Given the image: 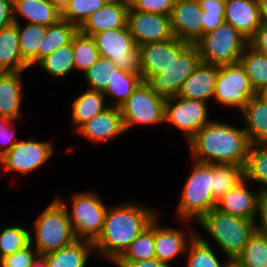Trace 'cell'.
<instances>
[{"label":"cell","mask_w":267,"mask_h":267,"mask_svg":"<svg viewBox=\"0 0 267 267\" xmlns=\"http://www.w3.org/2000/svg\"><path fill=\"white\" fill-rule=\"evenodd\" d=\"M154 211L134 202L108 207L102 233L93 243L97 254L114 263L158 217Z\"/></svg>","instance_id":"6da1fadb"},{"label":"cell","mask_w":267,"mask_h":267,"mask_svg":"<svg viewBox=\"0 0 267 267\" xmlns=\"http://www.w3.org/2000/svg\"><path fill=\"white\" fill-rule=\"evenodd\" d=\"M195 161L209 164H245L251 143L242 128L211 120L189 141Z\"/></svg>","instance_id":"7a4b0ae2"},{"label":"cell","mask_w":267,"mask_h":267,"mask_svg":"<svg viewBox=\"0 0 267 267\" xmlns=\"http://www.w3.org/2000/svg\"><path fill=\"white\" fill-rule=\"evenodd\" d=\"M255 222L221 212L216 208L211 209L198 221L231 261L243 251L257 230Z\"/></svg>","instance_id":"3957f363"},{"label":"cell","mask_w":267,"mask_h":267,"mask_svg":"<svg viewBox=\"0 0 267 267\" xmlns=\"http://www.w3.org/2000/svg\"><path fill=\"white\" fill-rule=\"evenodd\" d=\"M33 223L35 237L32 238L34 235L30 231V243L38 255L58 251L77 240L66 207L58 197L47 206Z\"/></svg>","instance_id":"277c9868"},{"label":"cell","mask_w":267,"mask_h":267,"mask_svg":"<svg viewBox=\"0 0 267 267\" xmlns=\"http://www.w3.org/2000/svg\"><path fill=\"white\" fill-rule=\"evenodd\" d=\"M182 191L177 215L198 222L217 203L212 194V164L195 161Z\"/></svg>","instance_id":"5b68a950"},{"label":"cell","mask_w":267,"mask_h":267,"mask_svg":"<svg viewBox=\"0 0 267 267\" xmlns=\"http://www.w3.org/2000/svg\"><path fill=\"white\" fill-rule=\"evenodd\" d=\"M195 45L201 62L222 66L238 62L249 40L224 22L214 31L203 34Z\"/></svg>","instance_id":"8992f818"},{"label":"cell","mask_w":267,"mask_h":267,"mask_svg":"<svg viewBox=\"0 0 267 267\" xmlns=\"http://www.w3.org/2000/svg\"><path fill=\"white\" fill-rule=\"evenodd\" d=\"M200 62L195 44L174 37V60L160 74L153 75L146 83L152 91L164 98L177 96L184 81Z\"/></svg>","instance_id":"52a82bcc"},{"label":"cell","mask_w":267,"mask_h":267,"mask_svg":"<svg viewBox=\"0 0 267 267\" xmlns=\"http://www.w3.org/2000/svg\"><path fill=\"white\" fill-rule=\"evenodd\" d=\"M66 207L76 239L95 242L103 230L108 207L94 191L76 193L72 197L71 213L67 202L58 198Z\"/></svg>","instance_id":"ba28073f"},{"label":"cell","mask_w":267,"mask_h":267,"mask_svg":"<svg viewBox=\"0 0 267 267\" xmlns=\"http://www.w3.org/2000/svg\"><path fill=\"white\" fill-rule=\"evenodd\" d=\"M100 57L110 59L116 68L141 76V52L128 26L94 34Z\"/></svg>","instance_id":"9c48e42d"},{"label":"cell","mask_w":267,"mask_h":267,"mask_svg":"<svg viewBox=\"0 0 267 267\" xmlns=\"http://www.w3.org/2000/svg\"><path fill=\"white\" fill-rule=\"evenodd\" d=\"M165 100L152 91L146 82H141L129 98L119 107L125 131L135 124L164 123Z\"/></svg>","instance_id":"30bf717a"},{"label":"cell","mask_w":267,"mask_h":267,"mask_svg":"<svg viewBox=\"0 0 267 267\" xmlns=\"http://www.w3.org/2000/svg\"><path fill=\"white\" fill-rule=\"evenodd\" d=\"M254 92L240 61L218 66L213 99L225 107L242 110Z\"/></svg>","instance_id":"8fae6325"},{"label":"cell","mask_w":267,"mask_h":267,"mask_svg":"<svg viewBox=\"0 0 267 267\" xmlns=\"http://www.w3.org/2000/svg\"><path fill=\"white\" fill-rule=\"evenodd\" d=\"M207 102L187 100L178 96L165 100L164 122L184 132L189 141L203 126L208 124Z\"/></svg>","instance_id":"7c38bea8"},{"label":"cell","mask_w":267,"mask_h":267,"mask_svg":"<svg viewBox=\"0 0 267 267\" xmlns=\"http://www.w3.org/2000/svg\"><path fill=\"white\" fill-rule=\"evenodd\" d=\"M48 142L19 140L7 153L0 157L1 165L7 171L28 173L40 168L51 158L53 145Z\"/></svg>","instance_id":"4fadbf2b"},{"label":"cell","mask_w":267,"mask_h":267,"mask_svg":"<svg viewBox=\"0 0 267 267\" xmlns=\"http://www.w3.org/2000/svg\"><path fill=\"white\" fill-rule=\"evenodd\" d=\"M127 26L138 47L173 37L170 16L167 15L147 13L129 7Z\"/></svg>","instance_id":"5bb4252c"},{"label":"cell","mask_w":267,"mask_h":267,"mask_svg":"<svg viewBox=\"0 0 267 267\" xmlns=\"http://www.w3.org/2000/svg\"><path fill=\"white\" fill-rule=\"evenodd\" d=\"M201 14L197 0H176L170 15L173 36L195 44L203 35Z\"/></svg>","instance_id":"9a60e30c"},{"label":"cell","mask_w":267,"mask_h":267,"mask_svg":"<svg viewBox=\"0 0 267 267\" xmlns=\"http://www.w3.org/2000/svg\"><path fill=\"white\" fill-rule=\"evenodd\" d=\"M246 184L244 179L229 190L217 201L215 208L236 217L257 221L262 193L260 190H257V193L251 192Z\"/></svg>","instance_id":"2e32d148"},{"label":"cell","mask_w":267,"mask_h":267,"mask_svg":"<svg viewBox=\"0 0 267 267\" xmlns=\"http://www.w3.org/2000/svg\"><path fill=\"white\" fill-rule=\"evenodd\" d=\"M129 7V2L108 0L102 8L85 19L78 27V31L82 34L93 36L106 30L125 27L127 26Z\"/></svg>","instance_id":"e0dca14e"},{"label":"cell","mask_w":267,"mask_h":267,"mask_svg":"<svg viewBox=\"0 0 267 267\" xmlns=\"http://www.w3.org/2000/svg\"><path fill=\"white\" fill-rule=\"evenodd\" d=\"M76 132L92 143H103L125 133L120 108L109 106L83 124Z\"/></svg>","instance_id":"ac0fdd59"},{"label":"cell","mask_w":267,"mask_h":267,"mask_svg":"<svg viewBox=\"0 0 267 267\" xmlns=\"http://www.w3.org/2000/svg\"><path fill=\"white\" fill-rule=\"evenodd\" d=\"M158 218L154 219V240L156 259L169 263L180 254L187 252L190 242L197 233L192 229L184 234L177 228L158 226ZM194 231V232H193ZM186 235V236H185ZM190 236V237H189Z\"/></svg>","instance_id":"d6986e66"},{"label":"cell","mask_w":267,"mask_h":267,"mask_svg":"<svg viewBox=\"0 0 267 267\" xmlns=\"http://www.w3.org/2000/svg\"><path fill=\"white\" fill-rule=\"evenodd\" d=\"M225 22L250 40L261 25L257 0H226Z\"/></svg>","instance_id":"ffe728a7"},{"label":"cell","mask_w":267,"mask_h":267,"mask_svg":"<svg viewBox=\"0 0 267 267\" xmlns=\"http://www.w3.org/2000/svg\"><path fill=\"white\" fill-rule=\"evenodd\" d=\"M217 75V65L200 61L191 75L182 84L177 96L187 100L207 102L211 97L213 98Z\"/></svg>","instance_id":"44dd1931"},{"label":"cell","mask_w":267,"mask_h":267,"mask_svg":"<svg viewBox=\"0 0 267 267\" xmlns=\"http://www.w3.org/2000/svg\"><path fill=\"white\" fill-rule=\"evenodd\" d=\"M139 48L143 82L162 73L174 60V36L165 41L143 44Z\"/></svg>","instance_id":"7402d4cb"},{"label":"cell","mask_w":267,"mask_h":267,"mask_svg":"<svg viewBox=\"0 0 267 267\" xmlns=\"http://www.w3.org/2000/svg\"><path fill=\"white\" fill-rule=\"evenodd\" d=\"M244 130L251 144H267V102L257 94L252 96L240 111Z\"/></svg>","instance_id":"603a6c76"},{"label":"cell","mask_w":267,"mask_h":267,"mask_svg":"<svg viewBox=\"0 0 267 267\" xmlns=\"http://www.w3.org/2000/svg\"><path fill=\"white\" fill-rule=\"evenodd\" d=\"M19 16L27 19L28 23L48 27L61 19V12L50 0H13L14 22H20L17 19Z\"/></svg>","instance_id":"cb8c5ba5"},{"label":"cell","mask_w":267,"mask_h":267,"mask_svg":"<svg viewBox=\"0 0 267 267\" xmlns=\"http://www.w3.org/2000/svg\"><path fill=\"white\" fill-rule=\"evenodd\" d=\"M22 72L24 71L0 72V117L20 119Z\"/></svg>","instance_id":"d4e9b609"},{"label":"cell","mask_w":267,"mask_h":267,"mask_svg":"<svg viewBox=\"0 0 267 267\" xmlns=\"http://www.w3.org/2000/svg\"><path fill=\"white\" fill-rule=\"evenodd\" d=\"M29 68L19 48L18 22L0 30V72L24 71Z\"/></svg>","instance_id":"484cf974"},{"label":"cell","mask_w":267,"mask_h":267,"mask_svg":"<svg viewBox=\"0 0 267 267\" xmlns=\"http://www.w3.org/2000/svg\"><path fill=\"white\" fill-rule=\"evenodd\" d=\"M94 250L93 242L77 239L72 244L44 256L47 267H85Z\"/></svg>","instance_id":"4316f807"},{"label":"cell","mask_w":267,"mask_h":267,"mask_svg":"<svg viewBox=\"0 0 267 267\" xmlns=\"http://www.w3.org/2000/svg\"><path fill=\"white\" fill-rule=\"evenodd\" d=\"M103 92L88 89L86 92L78 95L72 104V124L77 131L83 124L92 119L95 115L101 113L109 107L105 101Z\"/></svg>","instance_id":"83f0119b"},{"label":"cell","mask_w":267,"mask_h":267,"mask_svg":"<svg viewBox=\"0 0 267 267\" xmlns=\"http://www.w3.org/2000/svg\"><path fill=\"white\" fill-rule=\"evenodd\" d=\"M78 32V27L60 19L56 24L47 27V33L38 49V63L57 49L69 44Z\"/></svg>","instance_id":"f1b7e54d"},{"label":"cell","mask_w":267,"mask_h":267,"mask_svg":"<svg viewBox=\"0 0 267 267\" xmlns=\"http://www.w3.org/2000/svg\"><path fill=\"white\" fill-rule=\"evenodd\" d=\"M141 82L142 78L139 74L115 68L113 78L103 93L106 98L111 97L112 107H120Z\"/></svg>","instance_id":"f546056e"},{"label":"cell","mask_w":267,"mask_h":267,"mask_svg":"<svg viewBox=\"0 0 267 267\" xmlns=\"http://www.w3.org/2000/svg\"><path fill=\"white\" fill-rule=\"evenodd\" d=\"M244 180V167L233 164H212V194L217 202Z\"/></svg>","instance_id":"4dcf8cb0"},{"label":"cell","mask_w":267,"mask_h":267,"mask_svg":"<svg viewBox=\"0 0 267 267\" xmlns=\"http://www.w3.org/2000/svg\"><path fill=\"white\" fill-rule=\"evenodd\" d=\"M23 27L18 22L19 48L23 60L30 67L38 64V49L47 33V27L32 23H26Z\"/></svg>","instance_id":"1f68e13d"},{"label":"cell","mask_w":267,"mask_h":267,"mask_svg":"<svg viewBox=\"0 0 267 267\" xmlns=\"http://www.w3.org/2000/svg\"><path fill=\"white\" fill-rule=\"evenodd\" d=\"M239 61L245 68L250 84L257 94L267 86V55L248 45Z\"/></svg>","instance_id":"d6a6232c"},{"label":"cell","mask_w":267,"mask_h":267,"mask_svg":"<svg viewBox=\"0 0 267 267\" xmlns=\"http://www.w3.org/2000/svg\"><path fill=\"white\" fill-rule=\"evenodd\" d=\"M244 179L261 184V193L267 190V144L250 145L244 164Z\"/></svg>","instance_id":"836d02e7"},{"label":"cell","mask_w":267,"mask_h":267,"mask_svg":"<svg viewBox=\"0 0 267 267\" xmlns=\"http://www.w3.org/2000/svg\"><path fill=\"white\" fill-rule=\"evenodd\" d=\"M156 258L154 220L136 237L116 261H141Z\"/></svg>","instance_id":"e575fe53"},{"label":"cell","mask_w":267,"mask_h":267,"mask_svg":"<svg viewBox=\"0 0 267 267\" xmlns=\"http://www.w3.org/2000/svg\"><path fill=\"white\" fill-rule=\"evenodd\" d=\"M37 65L53 77H65L75 69L73 59V38L72 41L57 49L51 55L42 59Z\"/></svg>","instance_id":"d590c367"},{"label":"cell","mask_w":267,"mask_h":267,"mask_svg":"<svg viewBox=\"0 0 267 267\" xmlns=\"http://www.w3.org/2000/svg\"><path fill=\"white\" fill-rule=\"evenodd\" d=\"M187 267H226L231 261L220 263L210 244L197 234L187 248Z\"/></svg>","instance_id":"8d00e7d4"},{"label":"cell","mask_w":267,"mask_h":267,"mask_svg":"<svg viewBox=\"0 0 267 267\" xmlns=\"http://www.w3.org/2000/svg\"><path fill=\"white\" fill-rule=\"evenodd\" d=\"M234 261L240 267H265L267 265V237L256 230Z\"/></svg>","instance_id":"74e56055"},{"label":"cell","mask_w":267,"mask_h":267,"mask_svg":"<svg viewBox=\"0 0 267 267\" xmlns=\"http://www.w3.org/2000/svg\"><path fill=\"white\" fill-rule=\"evenodd\" d=\"M99 58L100 53L93 37L78 31L73 36V59L75 68L84 73L96 63Z\"/></svg>","instance_id":"f35d334b"},{"label":"cell","mask_w":267,"mask_h":267,"mask_svg":"<svg viewBox=\"0 0 267 267\" xmlns=\"http://www.w3.org/2000/svg\"><path fill=\"white\" fill-rule=\"evenodd\" d=\"M116 65L107 58L100 57L83 74L89 89L104 92L113 78V70Z\"/></svg>","instance_id":"ab89813d"},{"label":"cell","mask_w":267,"mask_h":267,"mask_svg":"<svg viewBox=\"0 0 267 267\" xmlns=\"http://www.w3.org/2000/svg\"><path fill=\"white\" fill-rule=\"evenodd\" d=\"M0 233V260L26 247L30 243V231L19 226H5Z\"/></svg>","instance_id":"60d3db41"},{"label":"cell","mask_w":267,"mask_h":267,"mask_svg":"<svg viewBox=\"0 0 267 267\" xmlns=\"http://www.w3.org/2000/svg\"><path fill=\"white\" fill-rule=\"evenodd\" d=\"M108 0H71L61 13V19L79 27L85 19L102 8Z\"/></svg>","instance_id":"b9f144b4"},{"label":"cell","mask_w":267,"mask_h":267,"mask_svg":"<svg viewBox=\"0 0 267 267\" xmlns=\"http://www.w3.org/2000/svg\"><path fill=\"white\" fill-rule=\"evenodd\" d=\"M175 3L176 0H131L129 5L134 10L170 16Z\"/></svg>","instance_id":"7bdbcfd3"},{"label":"cell","mask_w":267,"mask_h":267,"mask_svg":"<svg viewBox=\"0 0 267 267\" xmlns=\"http://www.w3.org/2000/svg\"><path fill=\"white\" fill-rule=\"evenodd\" d=\"M29 243L26 247L5 256L0 260L1 267H29L36 258L37 251Z\"/></svg>","instance_id":"ee69618b"},{"label":"cell","mask_w":267,"mask_h":267,"mask_svg":"<svg viewBox=\"0 0 267 267\" xmlns=\"http://www.w3.org/2000/svg\"><path fill=\"white\" fill-rule=\"evenodd\" d=\"M17 120H11L7 117H0V157L7 153L19 140L15 136V130L10 126ZM3 149V150H2Z\"/></svg>","instance_id":"f6af8a7d"},{"label":"cell","mask_w":267,"mask_h":267,"mask_svg":"<svg viewBox=\"0 0 267 267\" xmlns=\"http://www.w3.org/2000/svg\"><path fill=\"white\" fill-rule=\"evenodd\" d=\"M249 45L258 52L267 55V20H262L255 35L249 40Z\"/></svg>","instance_id":"bcb514c9"},{"label":"cell","mask_w":267,"mask_h":267,"mask_svg":"<svg viewBox=\"0 0 267 267\" xmlns=\"http://www.w3.org/2000/svg\"><path fill=\"white\" fill-rule=\"evenodd\" d=\"M200 18L202 20L203 34L214 31L225 22V14L202 12Z\"/></svg>","instance_id":"7dc6e473"},{"label":"cell","mask_w":267,"mask_h":267,"mask_svg":"<svg viewBox=\"0 0 267 267\" xmlns=\"http://www.w3.org/2000/svg\"><path fill=\"white\" fill-rule=\"evenodd\" d=\"M113 264L118 267H172L170 263L160 261L156 258L141 261H115Z\"/></svg>","instance_id":"c3c4849f"},{"label":"cell","mask_w":267,"mask_h":267,"mask_svg":"<svg viewBox=\"0 0 267 267\" xmlns=\"http://www.w3.org/2000/svg\"><path fill=\"white\" fill-rule=\"evenodd\" d=\"M14 22L13 0H0V30Z\"/></svg>","instance_id":"681fc988"},{"label":"cell","mask_w":267,"mask_h":267,"mask_svg":"<svg viewBox=\"0 0 267 267\" xmlns=\"http://www.w3.org/2000/svg\"><path fill=\"white\" fill-rule=\"evenodd\" d=\"M202 12L225 14L226 0H197Z\"/></svg>","instance_id":"f907efd6"},{"label":"cell","mask_w":267,"mask_h":267,"mask_svg":"<svg viewBox=\"0 0 267 267\" xmlns=\"http://www.w3.org/2000/svg\"><path fill=\"white\" fill-rule=\"evenodd\" d=\"M258 220L260 223L256 225V229L259 233L267 237V203L261 199L258 211Z\"/></svg>","instance_id":"816d5d0a"},{"label":"cell","mask_w":267,"mask_h":267,"mask_svg":"<svg viewBox=\"0 0 267 267\" xmlns=\"http://www.w3.org/2000/svg\"><path fill=\"white\" fill-rule=\"evenodd\" d=\"M29 267H47V259L44 255H37Z\"/></svg>","instance_id":"f5cc1de1"},{"label":"cell","mask_w":267,"mask_h":267,"mask_svg":"<svg viewBox=\"0 0 267 267\" xmlns=\"http://www.w3.org/2000/svg\"><path fill=\"white\" fill-rule=\"evenodd\" d=\"M52 4L62 13L71 0H50Z\"/></svg>","instance_id":"db71d44e"},{"label":"cell","mask_w":267,"mask_h":267,"mask_svg":"<svg viewBox=\"0 0 267 267\" xmlns=\"http://www.w3.org/2000/svg\"><path fill=\"white\" fill-rule=\"evenodd\" d=\"M262 20H267V0H257Z\"/></svg>","instance_id":"11a10c76"},{"label":"cell","mask_w":267,"mask_h":267,"mask_svg":"<svg viewBox=\"0 0 267 267\" xmlns=\"http://www.w3.org/2000/svg\"><path fill=\"white\" fill-rule=\"evenodd\" d=\"M264 101L267 102V86L257 93Z\"/></svg>","instance_id":"9f6ffc18"},{"label":"cell","mask_w":267,"mask_h":267,"mask_svg":"<svg viewBox=\"0 0 267 267\" xmlns=\"http://www.w3.org/2000/svg\"><path fill=\"white\" fill-rule=\"evenodd\" d=\"M226 267H240L235 261H230Z\"/></svg>","instance_id":"6f0895ef"},{"label":"cell","mask_w":267,"mask_h":267,"mask_svg":"<svg viewBox=\"0 0 267 267\" xmlns=\"http://www.w3.org/2000/svg\"><path fill=\"white\" fill-rule=\"evenodd\" d=\"M262 199L267 203V190L263 191Z\"/></svg>","instance_id":"680465c9"}]
</instances>
